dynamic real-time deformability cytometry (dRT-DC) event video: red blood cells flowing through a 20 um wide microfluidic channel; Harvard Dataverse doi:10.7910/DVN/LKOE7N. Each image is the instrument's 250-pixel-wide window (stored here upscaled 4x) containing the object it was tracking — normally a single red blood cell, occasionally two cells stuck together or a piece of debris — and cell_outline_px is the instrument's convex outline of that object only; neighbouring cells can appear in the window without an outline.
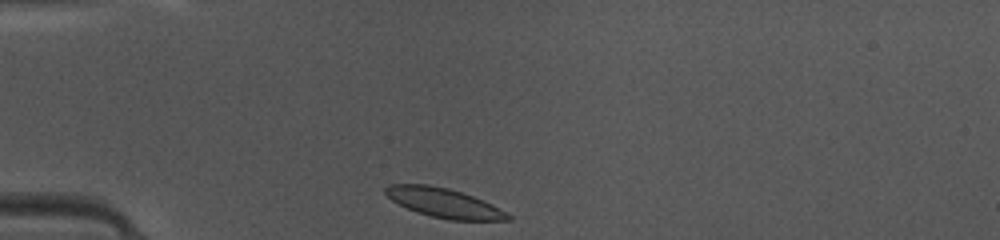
{"species": "common noctule bat (a hibernating species)", "species_latin": "Nyctalus noctula", "temperature_condition": "warm", "stored_images_in_passage": 36, "camera_frame_rate_fps": 3000, "um_per_image_px": 0.085, "animal": {"sex": "female", "body_mass_g": 10.0, "forearm_length_mm": 53.1}, "frame": {"image": 1, "passage_image": 1, "time_ms": 0.0, "image_size_px": [1000, 240], "cell_outline_px": [[512, 220], [448, 220], [416, 212], [392, 200], [384, 192], [384, 188], [392, 184], [428, 184], [448, 188], [472, 196], [492, 204], [508, 212], [512, 216]], "centroid_in_image_um": [37.77, 17.25], "position_along_channel_um": 47.2, "area_um2": 20.81}}
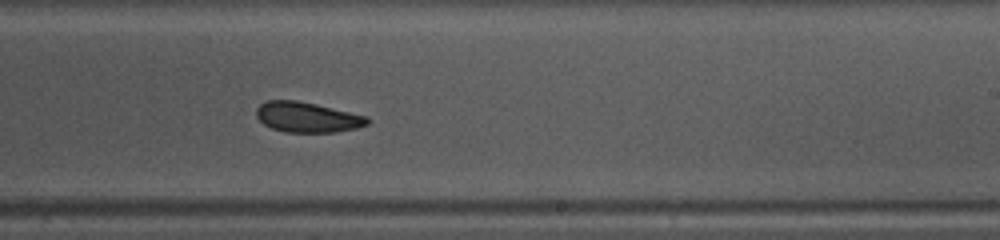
{"frame": {"image": 2, "passage_image": 18, "time_ms": 5.667, "image_size_px": [1000, 240], "cell_outline_px": [[372, 120], [368, 124], [356, 128], [336, 132], [284, 132], [272, 128], [264, 124], [256, 116], [256, 108], [264, 100], [296, 100], [316, 104], [368, 116]], "centroid_in_image_um": [26.12, 9.96], "position_along_channel_um": 262.9, "area_um2": 19.71}}
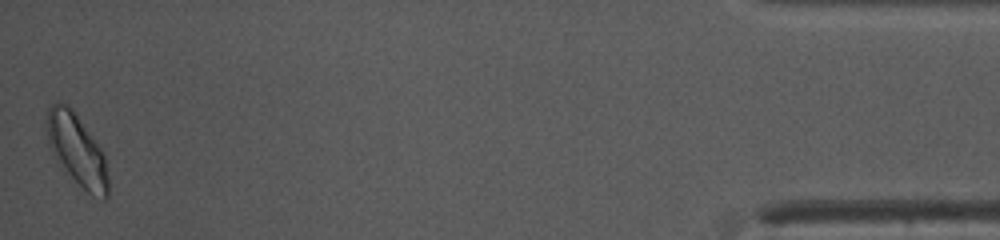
{"frame": {"image": 3, "passage_image": 36, "time_ms": 11.667, "image_size_px": [1000, 240], "cell_outline_px": [[108, 196], [104, 200], [92, 196], [68, 172], [48, 144], [44, 120], [48, 104], [60, 100], [68, 104], [72, 108], [104, 152], [108, 176]], "centroid_in_image_um": [6.52, 12.64], "position_along_channel_um": 428.7, "area_um2": 25.61}, "authors_computed_cell_mechanics": {"area_um2": 20.7791, "velocity_mm_per_s": 4.133, "shape_relaxation_time_tau1_ms": 1.6833, "shape_relaxation_time_tau2_ms": 3.8547, "deformation_change_tau1": 0.0904, "deformation_change_tau2": 0.0966}}